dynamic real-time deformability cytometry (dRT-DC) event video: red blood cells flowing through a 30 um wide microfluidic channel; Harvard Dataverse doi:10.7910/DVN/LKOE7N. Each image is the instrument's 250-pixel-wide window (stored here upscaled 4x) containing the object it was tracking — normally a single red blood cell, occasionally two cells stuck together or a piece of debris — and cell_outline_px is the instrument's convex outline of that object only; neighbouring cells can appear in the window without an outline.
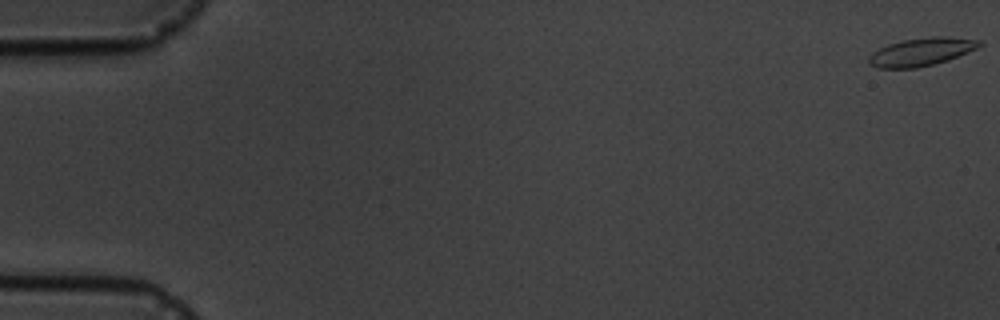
{"species": "common noctule bat (a hibernating species)", "species_latin": "Nyctalus noctula", "temperature_condition": "cold", "stored_images_in_passage": 4, "camera_frame_rate_fps": 3000, "um_per_image_px": 0.085, "animal": {"sex": "male", "body_mass_g": 19.5, "forearm_length_mm": 54.6}, "frame": {"image": 1, "passage_image": 1, "time_ms": 0.0, "image_size_px": [1000, 320], "cell_outline_px": [[984, 44], [980, 48], [932, 64], [916, 68], [876, 68], [868, 64], [868, 56], [872, 52], [888, 44], [904, 40], [936, 36], [944, 36], [984, 40]], "centroid_in_image_um": [78.33, 4.4], "position_along_channel_um": 6.7, "area_um2": 18.03}}